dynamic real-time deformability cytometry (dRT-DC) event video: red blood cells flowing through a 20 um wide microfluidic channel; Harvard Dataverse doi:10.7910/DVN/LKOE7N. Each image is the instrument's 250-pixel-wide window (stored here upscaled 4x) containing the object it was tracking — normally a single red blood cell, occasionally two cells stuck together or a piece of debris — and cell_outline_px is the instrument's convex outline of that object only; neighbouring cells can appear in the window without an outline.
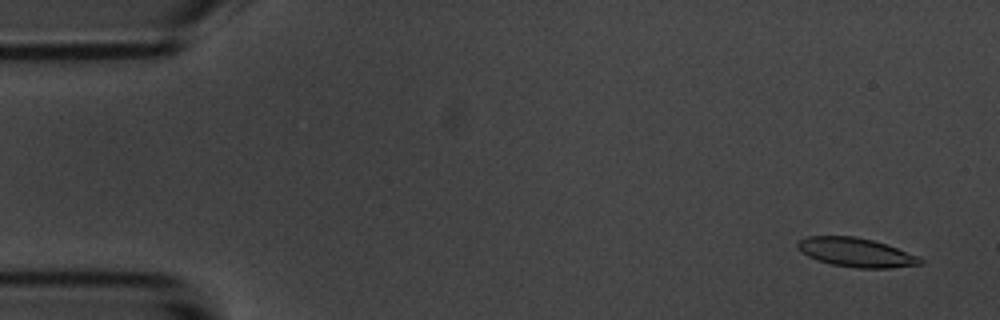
{"species": "common noctule bat (a hibernating species)", "species_latin": "Nyctalus noctula", "temperature_condition": "room temperature", "stored_images_in_passage": 5, "camera_frame_rate_fps": 3000, "um_per_image_px": 0.085, "animal": {"sex": "male", "body_mass_g": 20.1, "forearm_length_mm": 53.5}, "frame": {"image": 1, "passage_image": 1, "time_ms": 0.0, "image_size_px": [1000, 320], "cell_outline_px": [[924, 264], [892, 268], [856, 268], [832, 264], [816, 260], [800, 252], [796, 248], [796, 244], [800, 240], [808, 236], [856, 236], [872, 240], [896, 248], [916, 256], [924, 260]], "centroid_in_image_um": [72.72, 21.46], "position_along_channel_um": 12.3, "area_um2": 20.69}}
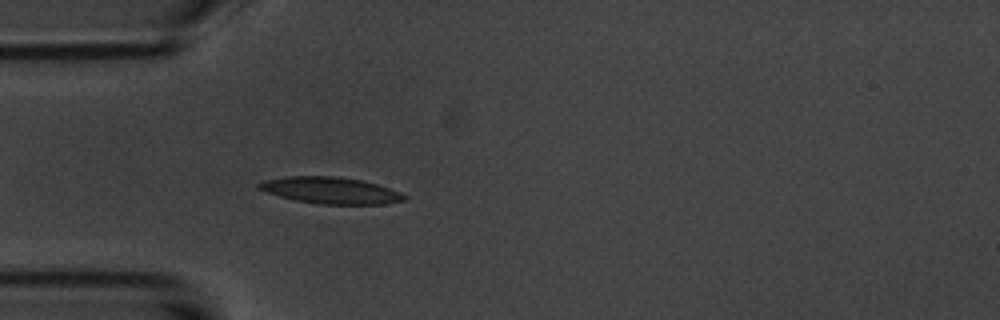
{"frame": {"image": 2, "passage_image": 5, "time_ms": 4.333, "image_size_px": [1000, 320], "cell_outline_px": [[408, 196], [404, 200], [384, 204], [320, 204], [296, 200], [280, 196], [268, 192], [260, 188], [256, 184], [264, 180], [288, 176], [336, 176], [360, 180], [376, 184], [400, 192]], "centroid_in_image_um": [28.11, 16.18], "position_along_channel_um": 56.9, "area_um2": 22.2}}